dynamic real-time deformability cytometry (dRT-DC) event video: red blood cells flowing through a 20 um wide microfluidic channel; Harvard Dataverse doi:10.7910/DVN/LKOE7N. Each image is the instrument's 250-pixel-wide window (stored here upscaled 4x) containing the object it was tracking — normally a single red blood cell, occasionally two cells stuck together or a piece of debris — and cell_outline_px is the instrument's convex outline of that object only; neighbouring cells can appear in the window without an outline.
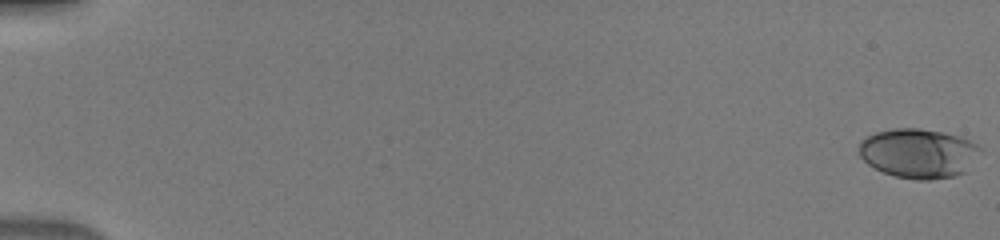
{"species": "human", "species_latin": "Homo sapiens", "temperature_condition": "warm", "stored_images_in_passage": 51, "camera_frame_rate_fps": 3000, "um_per_image_px": 0.085, "donor": {"sex": "male"}, "frame": {"image": 1, "passage_image": 1, "time_ms": 0.0, "image_size_px": [1000, 240], "cell_outline_px": [[984, 148], [964, 172], [956, 176], [932, 180], [916, 180], [896, 176], [884, 172], [868, 164], [860, 156], [860, 140], [876, 132], [896, 128], [920, 128], [960, 136]], "centroid_in_image_um": [78.09, 13.03], "position_along_channel_um": 6.9, "area_um2": 34.85}}
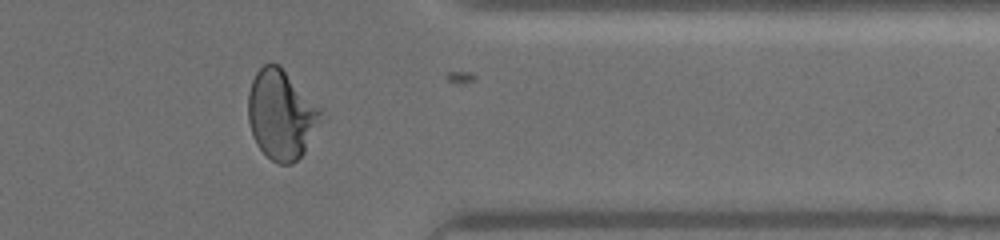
{"frame": {"image": 2, "passage_image": 43, "time_ms": 14.0, "image_size_px": [1000, 240], "cell_outline_px": [[328, 120], [304, 152], [292, 164], [280, 164], [272, 160], [256, 144], [252, 136], [248, 120], [248, 92], [252, 80], [256, 72], [264, 64], [280, 64], [324, 108], [328, 116]], "centroid_in_image_um": [24.03, 9.73], "position_along_channel_um": 387.4, "area_um2": 39.59}}
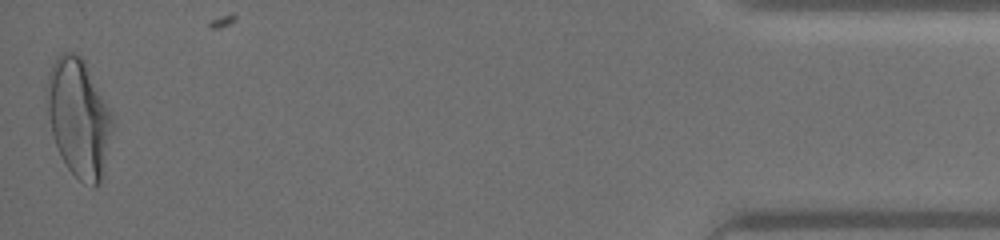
{"frame": {"image": 3, "passage_image": 51, "time_ms": 16.667, "image_size_px": [1000, 240], "cell_outline_px": [[112, 128], [104, 172], [100, 180], [96, 184], [92, 184], [80, 180], [68, 168], [60, 156], [52, 132], [48, 116], [48, 72], [56, 56], [60, 52], [72, 52], [80, 56], [84, 60], [112, 112]], "centroid_in_image_um": [6.69, 9.97], "position_along_channel_um": 428.5, "area_um2": 44.51}}